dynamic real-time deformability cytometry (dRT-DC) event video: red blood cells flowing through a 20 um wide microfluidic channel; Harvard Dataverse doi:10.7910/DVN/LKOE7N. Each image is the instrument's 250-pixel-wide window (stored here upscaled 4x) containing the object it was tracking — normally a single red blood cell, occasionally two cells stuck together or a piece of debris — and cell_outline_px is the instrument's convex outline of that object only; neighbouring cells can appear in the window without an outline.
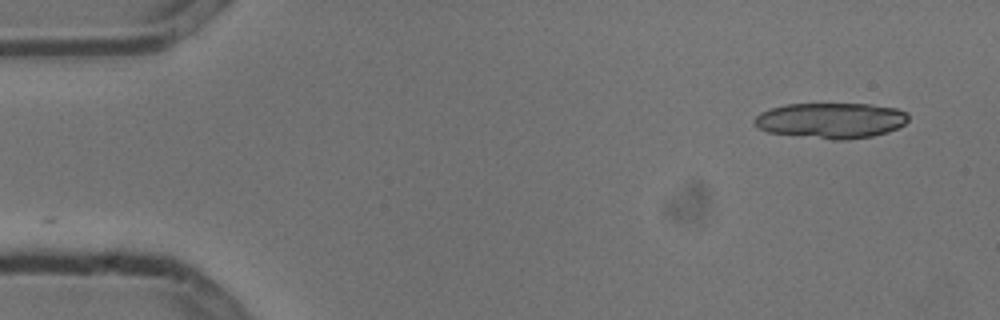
{"species": "common noctule bat (a hibernating species)", "species_latin": "Nyctalus noctula", "temperature_condition": "cold", "stored_images_in_passage": 2, "camera_frame_rate_fps": 3000, "um_per_image_px": 0.085, "animal": {"sex": "male", "body_mass_g": 13.3}, "frame": {"image": 1, "passage_image": 2, "time_ms": 0.333, "image_size_px": [1000, 320], "cell_outline_px": [[908, 120], [904, 124], [888, 132], [872, 136], [848, 140], [832, 140], [768, 132], [756, 128], [752, 120], [760, 112], [772, 108], [788, 104], [872, 104], [896, 108], [908, 112]], "centroid_in_image_um": [70.63, 10.24], "position_along_channel_um": 14.4, "area_um2": 32.14}}